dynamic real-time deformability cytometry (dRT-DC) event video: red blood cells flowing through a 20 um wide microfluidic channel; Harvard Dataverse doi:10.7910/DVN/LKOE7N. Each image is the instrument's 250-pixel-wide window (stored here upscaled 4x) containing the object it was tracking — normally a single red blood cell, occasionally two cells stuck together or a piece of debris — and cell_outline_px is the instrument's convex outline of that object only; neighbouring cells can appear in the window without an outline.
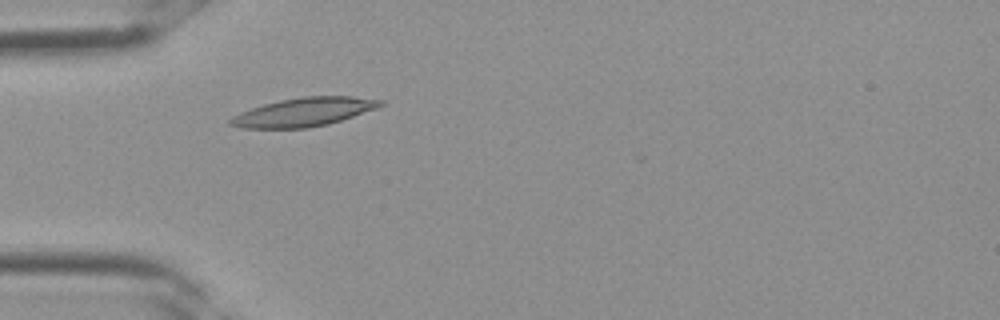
{"species": "Egyptian fruit bat (a non-hibernating species)", "species_latin": "Rousettus aegyptiacus", "temperature_condition": "room temperature", "stored_images_in_passage": 1, "camera_frame_rate_fps": 3000, "um_per_image_px": 0.085, "frame": {"image": 1, "passage_image": 1, "time_ms": 0.0, "image_size_px": [1000, 320], "cell_outline_px": [[384, 104], [380, 108], [328, 124], [308, 128], [244, 128], [228, 124], [228, 120], [232, 116], [240, 112], [264, 104], [280, 100], [304, 96], [352, 96], [384, 100]], "centroid_in_image_um": [25.87, 9.52], "position_along_channel_um": 59.1, "area_um2": 25.14}}